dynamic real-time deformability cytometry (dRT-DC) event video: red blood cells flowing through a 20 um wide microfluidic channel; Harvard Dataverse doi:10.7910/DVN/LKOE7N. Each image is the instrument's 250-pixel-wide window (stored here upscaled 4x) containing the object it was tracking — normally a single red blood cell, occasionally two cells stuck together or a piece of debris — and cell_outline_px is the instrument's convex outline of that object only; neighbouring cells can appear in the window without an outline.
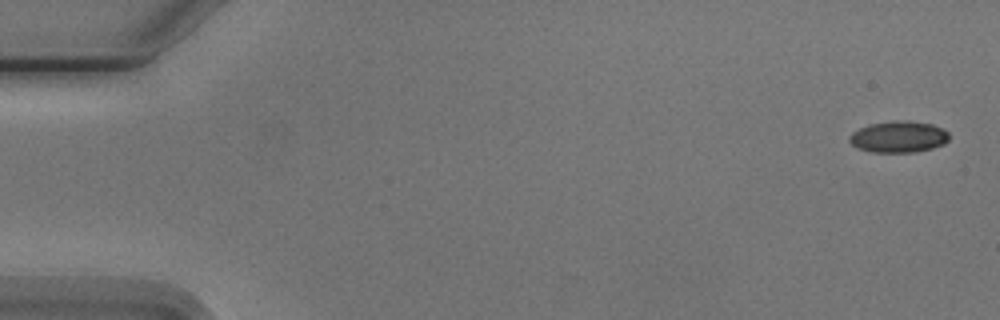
{"species": "Egyptian fruit bat (a non-hibernating species)", "species_latin": "Rousettus aegyptiacus", "temperature_condition": "cold", "stored_images_in_passage": 5, "camera_frame_rate_fps": 3000, "um_per_image_px": 0.085, "animal": {"sex": "male"}, "frame": {"image": 1, "passage_image": 1, "time_ms": 0.0, "image_size_px": [1000, 320], "cell_outline_px": [[948, 140], [944, 144], [932, 148], [916, 152], [872, 152], [856, 148], [848, 140], [848, 136], [852, 132], [860, 128], [872, 124], [892, 120], [908, 120], [932, 124], [948, 132]], "centroid_in_image_um": [76.36, 11.63], "position_along_channel_um": 8.6, "area_um2": 18.32}}
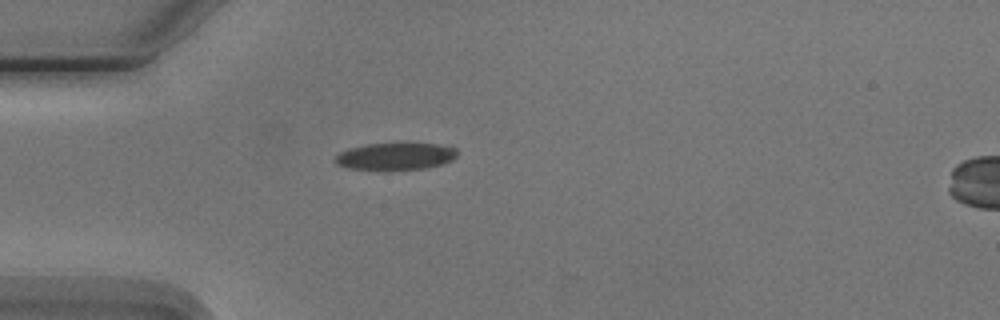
{"frame": {"image": 2, "passage_image": 5, "time_ms": 4.667, "image_size_px": [1000, 320], "cell_outline_px": [[456, 156], [452, 160], [444, 164], [428, 168], [384, 172], [380, 172], [348, 168], [336, 164], [332, 160], [340, 152], [348, 148], [368, 144], [452, 144], [456, 148]], "centroid_in_image_um": [33.61, 13.33], "position_along_channel_um": 51.4, "area_um2": 20.11}}